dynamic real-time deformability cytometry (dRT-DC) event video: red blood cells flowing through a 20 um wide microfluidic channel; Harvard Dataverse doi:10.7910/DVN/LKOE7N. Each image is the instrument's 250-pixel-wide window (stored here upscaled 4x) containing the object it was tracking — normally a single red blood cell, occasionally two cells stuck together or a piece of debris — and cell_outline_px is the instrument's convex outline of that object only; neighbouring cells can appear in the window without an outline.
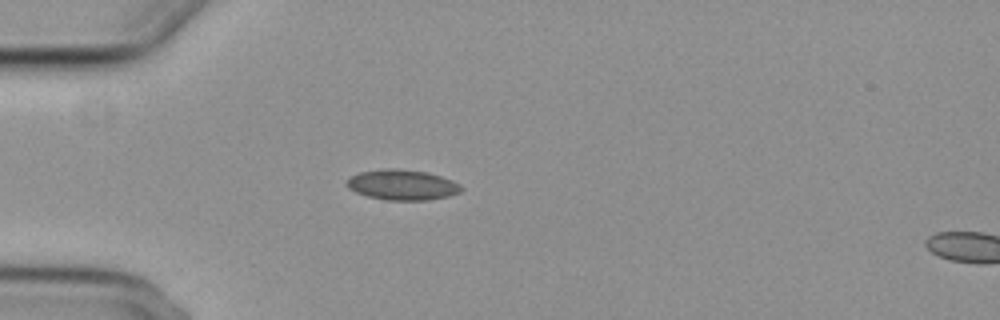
{"species": "common noctule bat (a hibernating species)", "species_latin": "Nyctalus noctula", "temperature_condition": "cold", "stored_images_in_passage": 34, "camera_frame_rate_fps": 3000, "um_per_image_px": 0.085, "animal": {"sex": "female", "body_mass_g": 29.2, "forearm_length_mm": 56.3}, "frame": {"image": 1, "passage_image": 1, "time_ms": 0.0, "image_size_px": [1000, 320], "cell_outline_px": [[464, 188], [460, 192], [448, 196], [428, 200], [384, 200], [368, 196], [356, 192], [348, 188], [344, 184], [352, 176], [360, 172], [388, 168], [396, 168], [428, 172], [452, 180], [460, 184]], "centroid_in_image_um": [34.2, 15.71], "position_along_channel_um": 50.8, "area_um2": 20.29}}
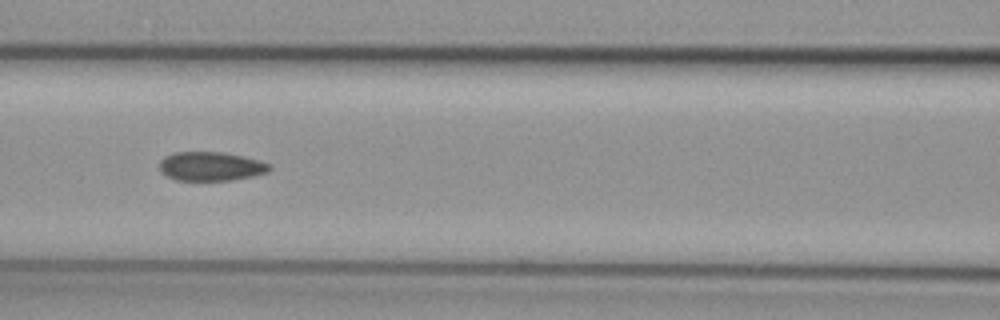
{"frame": {"image": 2, "passage_image": 10, "time_ms": 3.0, "image_size_px": [1000, 320], "cell_outline_px": [[272, 168], [268, 172], [252, 176], [228, 180], [176, 180], [160, 172], [160, 160], [164, 156], [176, 152], [220, 152], [240, 156], [256, 160], [268, 164]], "centroid_in_image_um": [17.87, 14.14], "position_along_channel_um": 148.7, "area_um2": 18.26}}
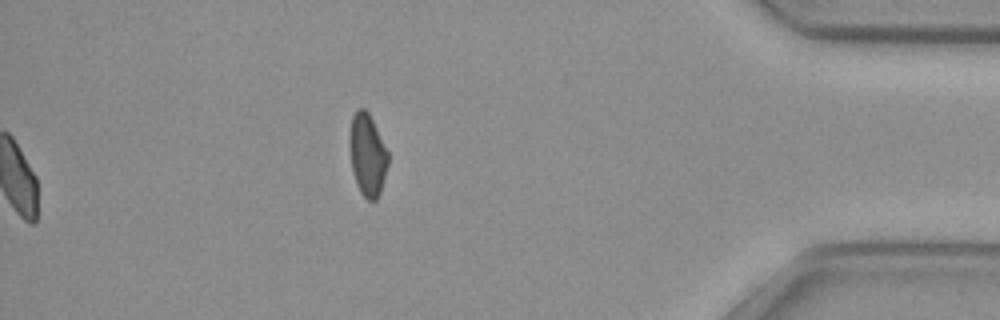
{"frame": {"image": 3, "passage_image": 34, "time_ms": 11.0, "image_size_px": [1000, 320], "cell_outline_px": [[388, 164], [380, 192], [376, 200], [368, 200], [360, 192], [352, 172], [348, 140], [348, 136], [352, 116], [360, 108], [364, 108], [368, 112], [388, 152]], "centroid_in_image_um": [31.2, 13.16], "position_along_channel_um": 404.0, "area_um2": 18.38}, "authors_computed_cell_mechanics": {"area_um2": 19.1607, "velocity_mm_per_s": 3.7192, "shape_relaxation_time_tau1_ms": null, "shape_relaxation_time_tau2_ms": 3.765, "deformation_change_tau1": null, "deformation_change_tau2": 0.0712}}